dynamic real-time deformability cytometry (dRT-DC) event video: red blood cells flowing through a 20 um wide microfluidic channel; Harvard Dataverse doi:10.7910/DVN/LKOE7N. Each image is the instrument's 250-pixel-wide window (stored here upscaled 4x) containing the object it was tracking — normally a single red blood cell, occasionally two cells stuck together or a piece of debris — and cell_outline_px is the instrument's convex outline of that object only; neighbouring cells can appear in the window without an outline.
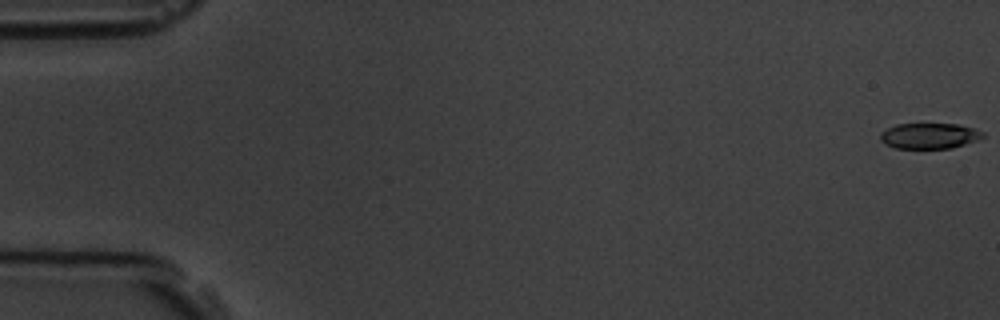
{"species": "common noctule bat (a hibernating species)", "species_latin": "Nyctalus noctula", "temperature_condition": "room temperature", "stored_images_in_passage": 57, "camera_frame_rate_fps": 3000, "um_per_image_px": 0.085, "animal": {"sex": "male", "body_mass_g": 19.5, "forearm_length_mm": 54.6}, "frame": {"image": 1, "passage_image": 1, "time_ms": 0.0, "image_size_px": [1000, 320], "cell_outline_px": [[984, 136], [976, 140], [952, 148], [896, 148], [884, 144], [880, 140], [880, 132], [896, 124], [960, 124], [984, 132]], "centroid_in_image_um": [78.97, 11.54], "position_along_channel_um": 6.0, "area_um2": 15.26}}
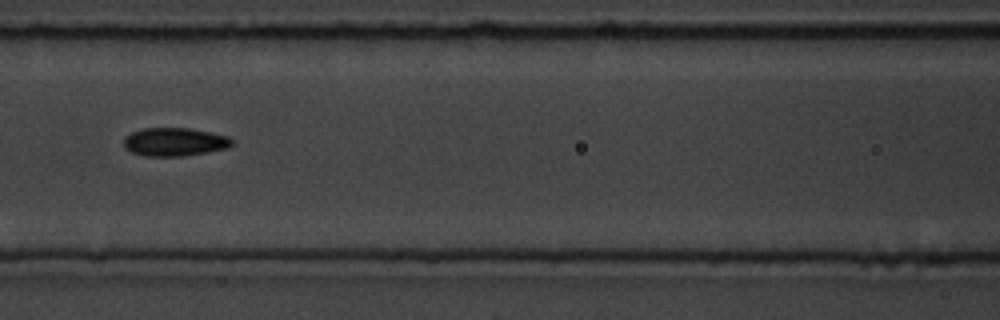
{"frame": {"image": 2, "passage_image": 26, "time_ms": 8.333, "image_size_px": [1000, 320], "cell_outline_px": [[236, 144], [228, 148], [184, 156], [144, 156], [132, 152], [124, 148], [124, 136], [132, 132], [144, 128], [188, 128], [228, 136], [236, 140]], "centroid_in_image_um": [14.87, 12.06], "position_along_channel_um": 151.7, "area_um2": 18.03}}
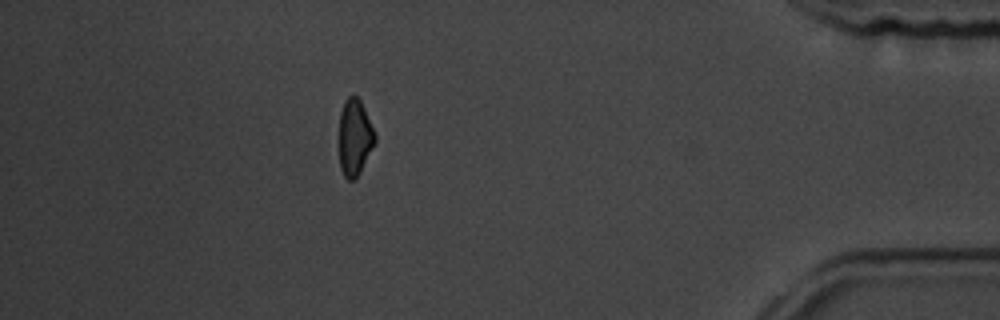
{"frame": {"image": 3, "passage_image": 51, "time_ms": 16.667, "image_size_px": [1000, 320], "cell_outline_px": [[376, 140], [356, 180], [348, 180], [344, 176], [340, 168], [340, 112], [344, 100], [348, 96], [356, 96], [360, 100], [364, 108], [376, 136]], "centroid_in_image_um": [30.14, 11.69], "position_along_channel_um": 405.1, "area_um2": 15.78}, "authors_computed_cell_mechanics": {"area_um2": 17.2244, "velocity_mm_per_s": 3.6119, "shape_relaxation_time_tau1_ms": 6.098, "shape_relaxation_time_tau2_ms": 2.7946, "deformation_change_tau1": 0.1219, "deformation_change_tau2": 0.0766}}